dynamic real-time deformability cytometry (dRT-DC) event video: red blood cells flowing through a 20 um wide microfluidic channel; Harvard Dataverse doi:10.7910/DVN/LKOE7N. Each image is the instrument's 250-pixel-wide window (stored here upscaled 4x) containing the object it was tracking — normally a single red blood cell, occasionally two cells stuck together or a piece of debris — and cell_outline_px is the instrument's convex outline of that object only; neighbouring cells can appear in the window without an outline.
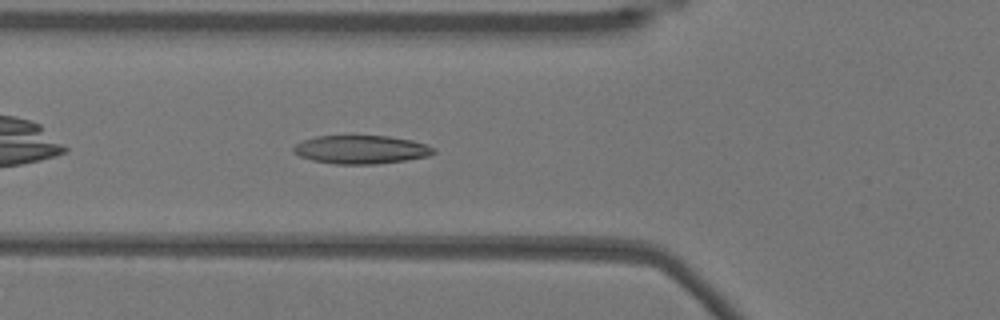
{"species": "Egyptian fruit bat (a non-hibernating species)", "species_latin": "Rousettus aegyptiacus", "temperature_condition": "warm", "stored_images_in_passage": 39, "camera_frame_rate_fps": 3000, "um_per_image_px": 0.085, "animal": {"sex": "female"}, "frame": {"image": 1, "passage_image": 5, "time_ms": 1.333, "image_size_px": [1000, 320], "cell_outline_px": [[436, 152], [428, 156], [404, 160], [376, 164], [332, 164], [312, 160], [300, 156], [292, 152], [292, 148], [296, 144], [304, 140], [316, 136], [388, 136], [412, 140], [436, 148]], "centroid_in_image_um": [30.68, 12.71], "position_along_channel_um": 95.1, "area_um2": 23.18}}
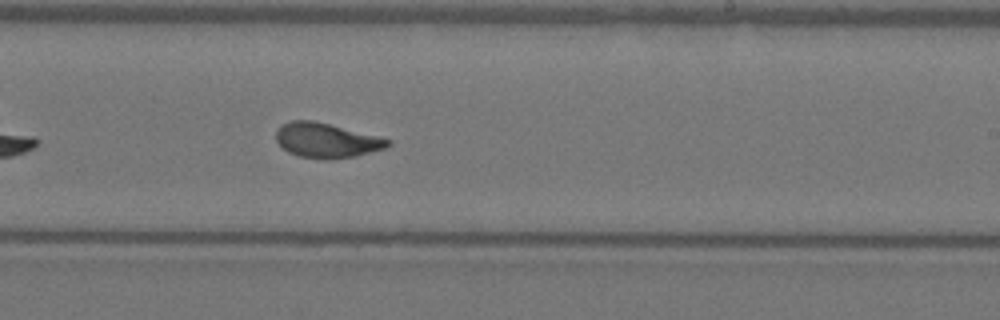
{"frame": {"image": 2, "passage_image": 18, "time_ms": 5.667, "image_size_px": [1000, 320], "cell_outline_px": [[392, 144], [384, 148], [356, 156], [328, 160], [300, 156], [288, 152], [276, 140], [276, 128], [292, 120], [312, 120], [392, 140]], "centroid_in_image_um": [27.73, 11.94], "position_along_channel_um": 261.3, "area_um2": 22.31}}
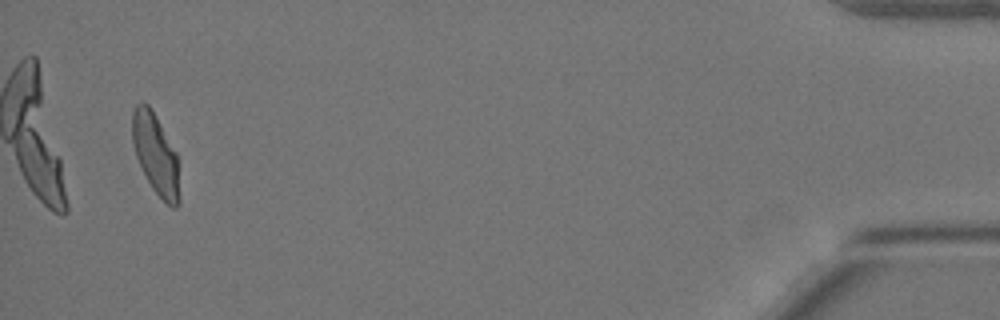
{"frame": {"image": 3, "passage_image": 37, "time_ms": 12.0, "image_size_px": [1000, 320], "cell_outline_px": [[180, 204], [176, 208], [172, 208], [152, 188], [136, 156], [132, 144], [132, 112], [136, 104], [144, 100], [152, 108], [176, 152], [180, 200]], "centroid_in_image_um": [13.22, 13.06], "position_along_channel_um": 422.0, "area_um2": 22.14}, "authors_computed_cell_mechanics": {"area_um2": 22.542, "velocity_mm_per_s": 3.8284, "shape_relaxation_time_tau1_ms": 4.5272, "shape_relaxation_time_tau2_ms": 1.008, "deformation_change_tau1": 0.1775, "deformation_change_tau2": 0.0704}}